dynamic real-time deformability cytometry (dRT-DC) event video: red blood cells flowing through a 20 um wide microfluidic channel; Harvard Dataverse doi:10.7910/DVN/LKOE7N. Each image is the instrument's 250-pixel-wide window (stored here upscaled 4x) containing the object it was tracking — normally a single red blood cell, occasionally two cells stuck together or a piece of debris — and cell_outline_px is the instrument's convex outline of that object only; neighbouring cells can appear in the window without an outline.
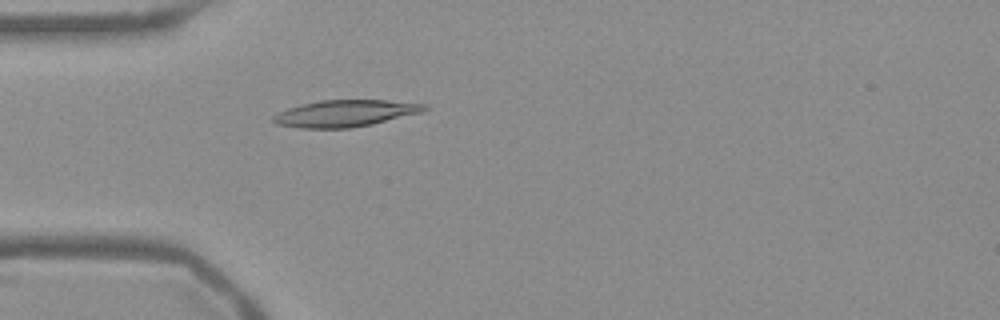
{"species": "Egyptian fruit bat (a non-hibernating species)", "species_latin": "Rousettus aegyptiacus", "temperature_condition": "warm", "stored_images_in_passage": 52, "camera_frame_rate_fps": 3000, "um_per_image_px": 0.085, "frame": {"image": 1, "passage_image": 14, "time_ms": 4.333, "image_size_px": [1000, 320], "cell_outline_px": [[428, 108], [424, 112], [372, 124], [348, 128], [300, 128], [276, 124], [272, 120], [272, 116], [288, 108], [300, 104], [320, 100], [384, 100], [428, 104]], "centroid_in_image_um": [29.36, 9.63], "position_along_channel_um": 55.6, "area_um2": 23.58}}
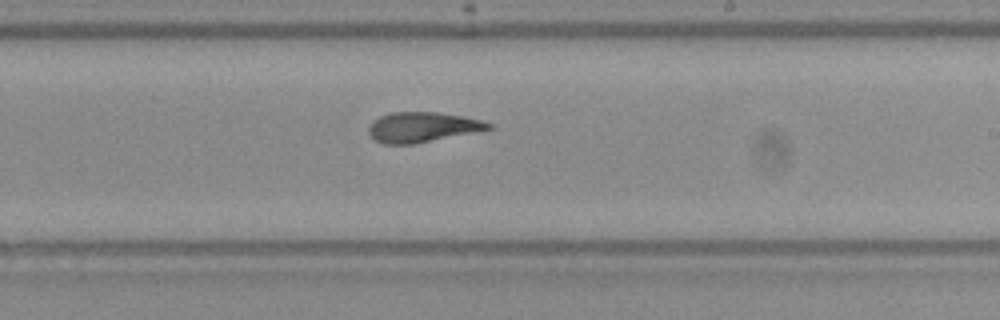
{"frame": {"image": 2, "passage_image": 30, "time_ms": 9.667, "image_size_px": [1000, 320], "cell_outline_px": [[492, 128], [416, 144], [384, 144], [376, 140], [368, 132], [368, 128], [372, 120], [380, 116], [392, 112], [436, 112], [464, 116], [480, 120], [492, 124]], "centroid_in_image_um": [35.86, 10.8], "position_along_channel_um": 253.1, "area_um2": 20.87}}
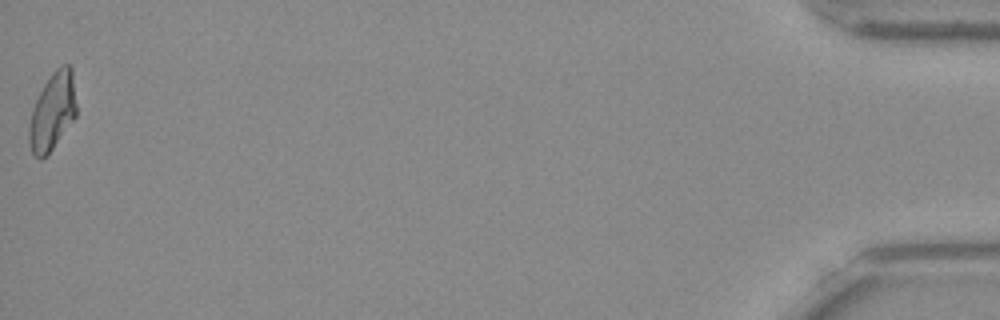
{"frame": {"image": 3, "passage_image": 52, "time_ms": 17.0, "image_size_px": [1000, 320], "cell_outline_px": [[76, 116], [52, 148], [40, 160], [32, 152], [28, 144], [28, 128], [32, 108], [44, 84], [52, 72], [60, 64], [68, 64], [72, 68], [76, 104]], "centroid_in_image_um": [4.45, 9.45], "position_along_channel_um": 430.7, "area_um2": 21.27}, "authors_computed_cell_mechanics": {"area_um2": 21.6172, "velocity_mm_per_s": 3.7805, "shape_relaxation_time_tau1_ms": null, "shape_relaxation_time_tau2_ms": 3.0353, "deformation_change_tau1": null, "deformation_change_tau2": 0.1019}}